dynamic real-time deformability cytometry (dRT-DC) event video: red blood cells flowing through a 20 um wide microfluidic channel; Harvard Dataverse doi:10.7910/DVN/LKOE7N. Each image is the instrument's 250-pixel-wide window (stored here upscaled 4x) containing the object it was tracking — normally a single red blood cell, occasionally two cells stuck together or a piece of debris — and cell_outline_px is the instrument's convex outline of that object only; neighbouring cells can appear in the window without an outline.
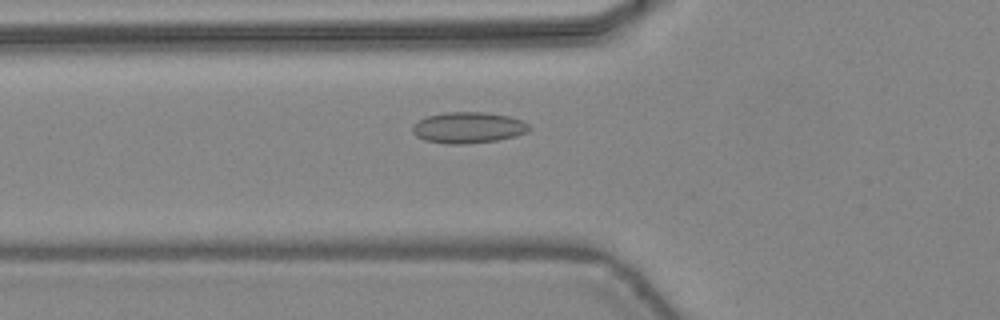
{"species": "common noctule bat (a hibernating species)", "species_latin": "Nyctalus noctula", "temperature_condition": "warm", "stored_images_in_passage": 38, "camera_frame_rate_fps": 3000, "um_per_image_px": 0.085, "animal": {"sex": "female", "body_mass_g": 24.6, "forearm_length_mm": 56.2}, "frame": {"image": 1, "passage_image": 9, "time_ms": 2.667, "image_size_px": [1000, 320], "cell_outline_px": [[532, 128], [528, 132], [516, 136], [496, 140], [464, 144], [448, 144], [424, 140], [416, 136], [412, 132], [412, 124], [428, 116], [444, 112], [484, 112], [508, 116], [520, 120], [528, 124]], "centroid_in_image_um": [39.79, 10.85], "position_along_channel_um": 86.0, "area_um2": 21.15}}
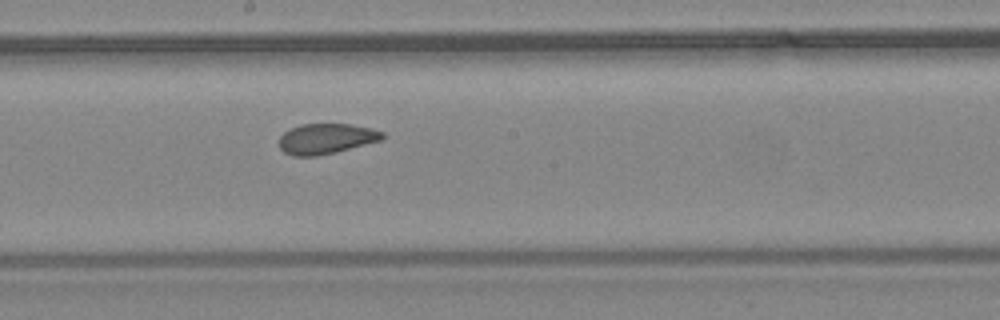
{"frame": {"image": 2, "passage_image": 18, "time_ms": 5.667, "image_size_px": [1000, 320], "cell_outline_px": [[384, 136], [380, 140], [336, 152], [316, 156], [292, 156], [284, 152], [280, 148], [280, 136], [284, 132], [300, 124], [352, 124], [372, 128], [384, 132]], "centroid_in_image_um": [27.72, 11.79], "position_along_channel_um": 220.5, "area_um2": 18.21}}
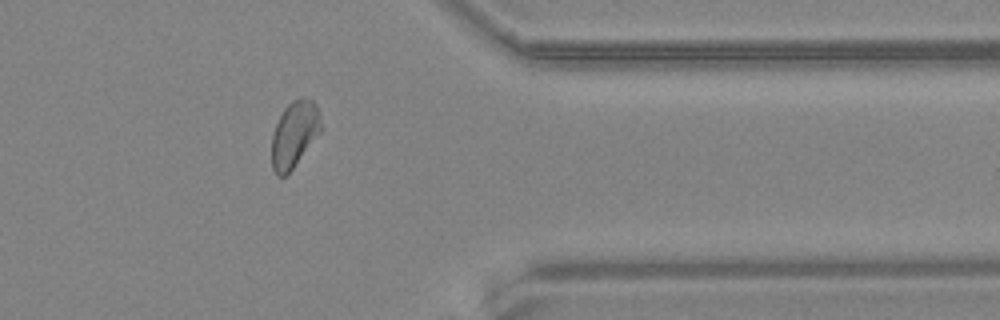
{"frame": {"image": 3, "passage_image": 30, "time_ms": 9.667, "image_size_px": [1000, 320], "cell_outline_px": [[324, 128], [292, 168], [284, 176], [276, 176], [272, 168], [272, 136], [276, 124], [284, 108], [292, 100], [300, 96], [304, 96], [312, 100], [316, 104], [320, 112]], "centroid_in_image_um": [25.06, 11.35], "position_along_channel_um": 386.3, "area_um2": 19.19}, "authors_computed_cell_mechanics": {"area_um2": 19.3341, "velocity_mm_per_s": 4.4606, "shape_relaxation_time_tau1_ms": 6.8311, "shape_relaxation_time_tau2_ms": 1.4305, "deformation_change_tau1": 0.1161, "deformation_change_tau2": 0.0596}}